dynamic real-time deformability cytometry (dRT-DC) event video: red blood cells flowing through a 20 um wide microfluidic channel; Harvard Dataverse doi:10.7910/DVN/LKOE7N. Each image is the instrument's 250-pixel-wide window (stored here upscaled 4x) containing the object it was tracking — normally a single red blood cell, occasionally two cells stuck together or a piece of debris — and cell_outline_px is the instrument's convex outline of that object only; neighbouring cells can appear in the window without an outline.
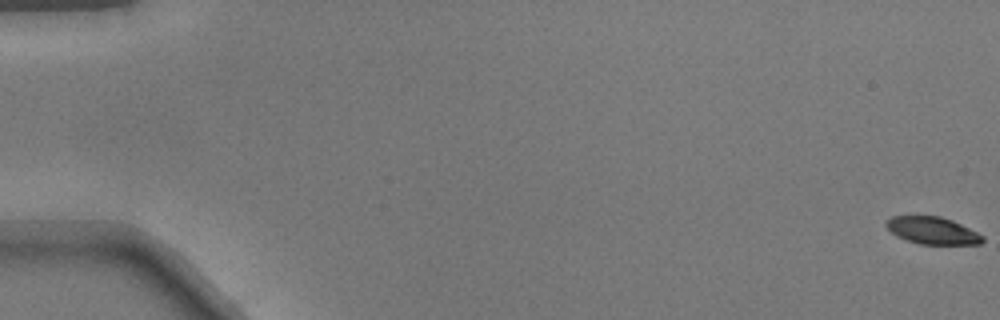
{"species": "common noctule bat (a hibernating species)", "species_latin": "Nyctalus noctula", "temperature_condition": "warm", "stored_images_in_passage": 15, "camera_frame_rate_fps": 3000, "um_per_image_px": 0.085, "animal": {"sex": "male", "body_mass_g": 17.9}, "frame": {"image": 1, "passage_image": 1, "time_ms": 0.0, "image_size_px": [1000, 320], "cell_outline_px": [[984, 240], [980, 244], [920, 244], [896, 236], [884, 224], [892, 216], [940, 216], [952, 220], [984, 236]], "centroid_in_image_um": [79.26, 19.59], "position_along_channel_um": 5.7, "area_um2": 15.09}}
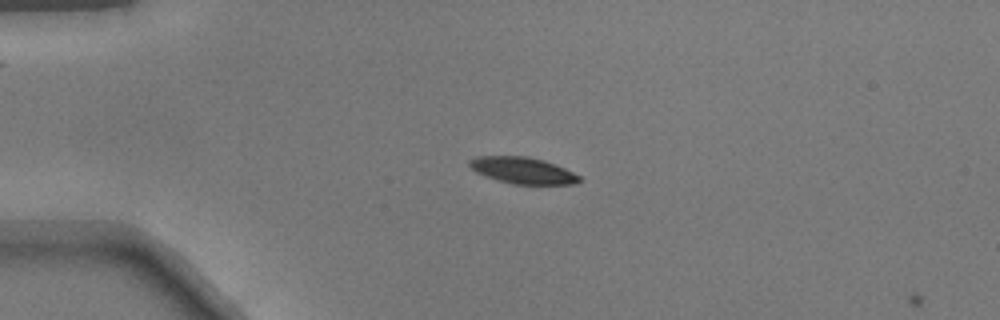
{"frame": {"image": 2, "passage_image": 14, "time_ms": 4.333, "image_size_px": [1000, 320], "cell_outline_px": [[584, 180], [576, 184], [512, 184], [476, 172], [468, 164], [468, 160], [476, 156], [524, 156], [544, 160], [564, 168], [580, 176]], "centroid_in_image_um": [44.46, 14.48], "position_along_channel_um": 40.5, "area_um2": 16.82}}